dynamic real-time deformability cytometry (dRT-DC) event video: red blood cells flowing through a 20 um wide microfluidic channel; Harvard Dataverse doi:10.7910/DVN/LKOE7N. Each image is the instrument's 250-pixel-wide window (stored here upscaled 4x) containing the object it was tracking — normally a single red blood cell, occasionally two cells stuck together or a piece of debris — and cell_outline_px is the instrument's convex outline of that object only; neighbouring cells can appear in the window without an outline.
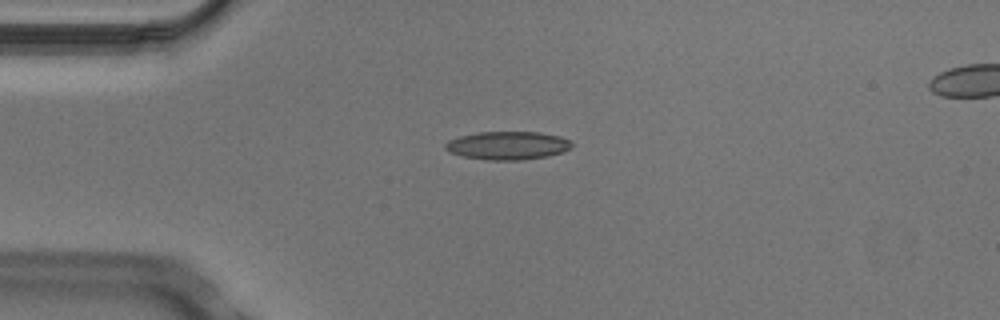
{"species": "Egyptian fruit bat (a non-hibernating species)", "species_latin": "Rousettus aegyptiacus", "temperature_condition": "cold", "stored_images_in_passage": 4, "camera_frame_rate_fps": 3000, "um_per_image_px": 0.085, "animal": {"sex": "male"}, "frame": {"image": 1, "passage_image": 3, "time_ms": 0.667, "image_size_px": [1000, 320], "cell_outline_px": [[572, 144], [564, 152], [548, 156], [520, 160], [488, 160], [464, 156], [448, 152], [444, 148], [444, 144], [448, 140], [460, 136], [476, 132], [536, 132], [560, 136], [568, 140]], "centroid_in_image_um": [43.11, 12.37], "position_along_channel_um": 41.9, "area_um2": 20.75}}